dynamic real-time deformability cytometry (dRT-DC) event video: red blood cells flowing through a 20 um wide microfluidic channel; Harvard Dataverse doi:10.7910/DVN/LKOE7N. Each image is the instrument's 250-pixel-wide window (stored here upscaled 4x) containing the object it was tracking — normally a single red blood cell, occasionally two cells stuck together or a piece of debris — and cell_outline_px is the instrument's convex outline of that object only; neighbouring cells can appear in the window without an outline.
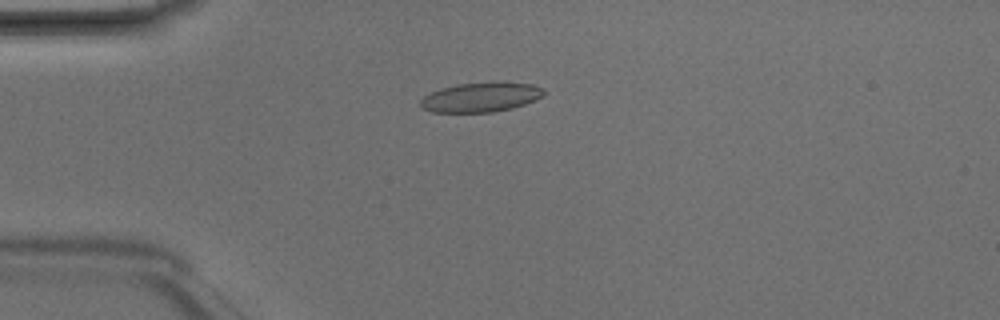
{"species": "Egyptian fruit bat (a non-hibernating species)", "species_latin": "Rousettus aegyptiacus", "temperature_condition": "room temperature", "stored_images_in_passage": 4, "camera_frame_rate_fps": 3000, "um_per_image_px": 0.085, "animal": {"sex": "male"}, "frame": {"image": 1, "passage_image": 3, "time_ms": 0.667, "image_size_px": [1000, 320], "cell_outline_px": [[544, 96], [524, 104], [512, 108], [492, 112], [432, 112], [424, 108], [420, 104], [420, 100], [424, 96], [432, 92], [456, 84], [532, 84], [544, 88]], "centroid_in_image_um": [40.86, 8.3], "position_along_channel_um": 44.1, "area_um2": 20.4}}